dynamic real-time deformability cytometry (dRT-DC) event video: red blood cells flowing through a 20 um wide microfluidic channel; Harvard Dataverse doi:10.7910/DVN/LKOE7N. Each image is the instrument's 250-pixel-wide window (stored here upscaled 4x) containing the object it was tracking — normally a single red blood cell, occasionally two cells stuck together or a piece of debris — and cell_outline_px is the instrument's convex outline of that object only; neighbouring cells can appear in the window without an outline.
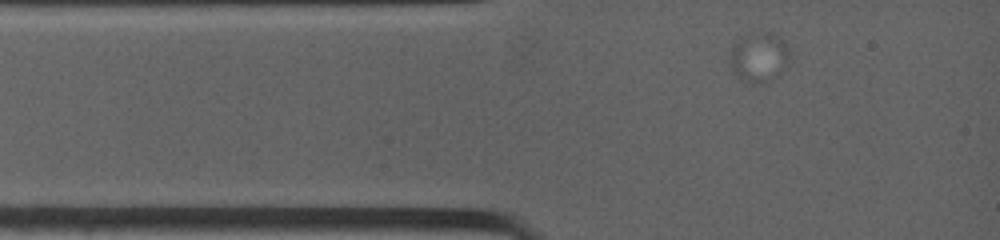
{"species": "common noctule bat (a hibernating species)", "species_latin": "Nyctalus noctula", "temperature_condition": "warm", "stored_images_in_passage": 8, "camera_frame_rate_fps": 4500, "um_per_image_px": 0.085, "animal": {"sex": "female", "body_mass_g": 19.0, "forearm_length_mm": 53.3}, "frame": {"image": 1, "passage_image": 1, "time_ms": 0.0, "image_size_px": [1000, 240], "cell_outline_px": [[792, 52], [788, 68], [768, 80], [760, 84], [748, 84], [740, 80], [732, 72], [728, 56], [732, 44], [740, 36], [748, 32], [772, 32], [780, 36]], "centroid_in_image_um": [64.5, 4.84], "position_along_channel_um": 20.5, "area_um2": 18.38}}
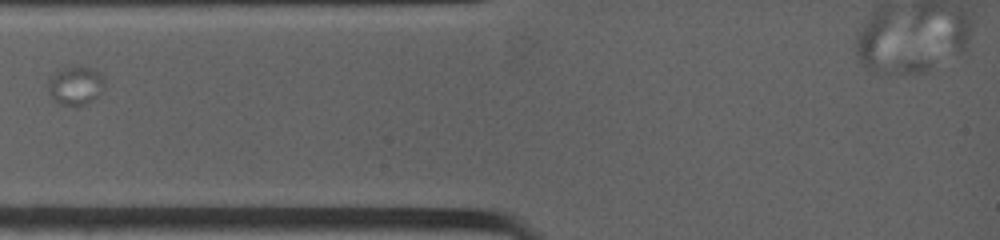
{"frame": {"image": 2, "passage_image": 3, "time_ms": 2.0, "image_size_px": [1000, 240], "cell_outline_px": [[104, 88], [88, 104], [60, 104], [48, 92], [48, 76], [60, 68], [80, 64], [92, 68], [100, 72], [104, 80]], "centroid_in_image_um": [6.41, 7.19], "position_along_channel_um": 78.6, "area_um2": 12.89}}
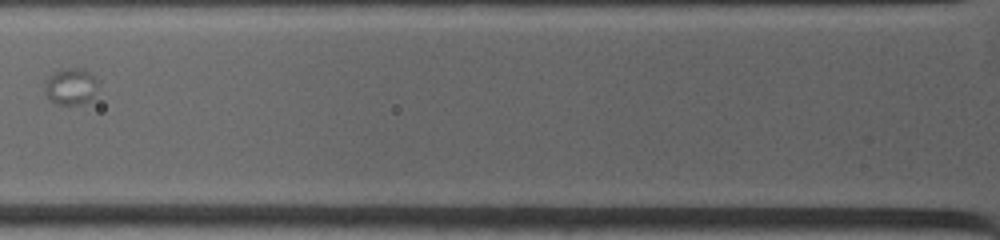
{"frame": {"image": 3, "passage_image": 5, "time_ms": 3.111, "image_size_px": [1000, 240], "cell_outline_px": [[96, 88], [92, 96], [88, 100], [76, 104], [56, 104], [48, 100], [44, 92], [44, 80], [48, 76], [60, 68], [84, 68], [96, 80]], "centroid_in_image_um": [5.91, 7.32], "position_along_channel_um": 119.9, "area_um2": 11.33}}